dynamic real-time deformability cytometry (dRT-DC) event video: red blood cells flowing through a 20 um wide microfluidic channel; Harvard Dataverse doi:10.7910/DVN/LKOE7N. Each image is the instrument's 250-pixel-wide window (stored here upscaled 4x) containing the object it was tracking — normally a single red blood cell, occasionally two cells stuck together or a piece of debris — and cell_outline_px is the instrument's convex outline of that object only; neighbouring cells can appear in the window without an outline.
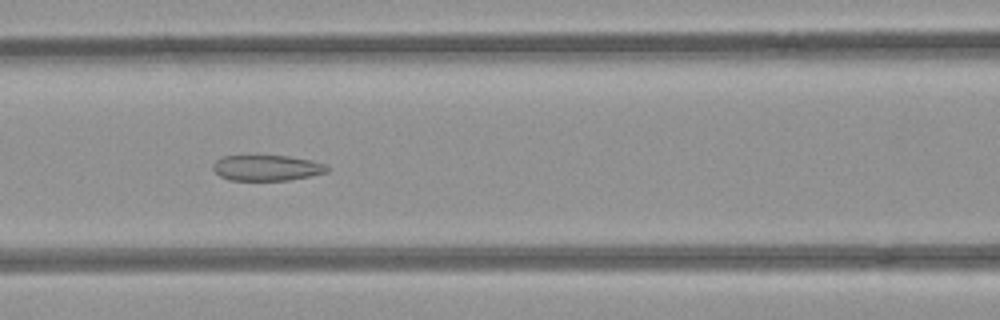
{"species": "common noctule bat (a hibernating species)", "species_latin": "Nyctalus noctula", "temperature_condition": "room temperature", "stored_images_in_passage": 51, "camera_frame_rate_fps": 3000, "um_per_image_px": 0.085, "animal": {"sex": "female", "body_mass_g": 21.9}, "frame": {"image": 1, "passage_image": 21, "time_ms": 6.667, "image_size_px": [1000, 320], "cell_outline_px": [[328, 172], [288, 180], [228, 180], [220, 176], [212, 168], [212, 164], [216, 160], [224, 156], [288, 156], [312, 160], [324, 164], [328, 168]], "centroid_in_image_um": [22.66, 14.27], "position_along_channel_um": 143.9, "area_um2": 16.94}}
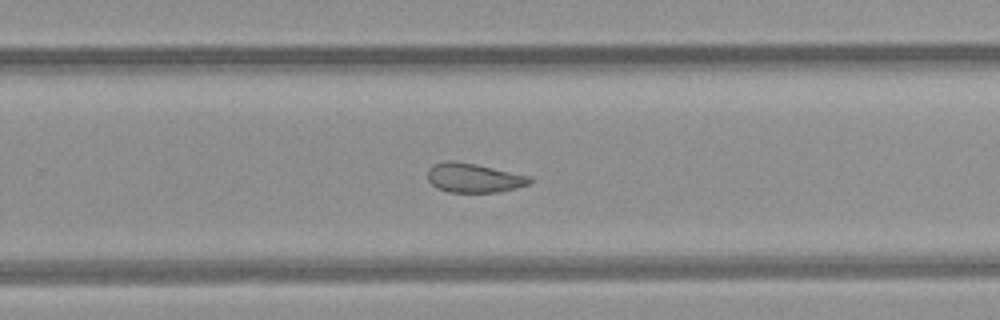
{"frame": {"image": 2, "passage_image": 32, "time_ms": 10.333, "image_size_px": [1000, 320], "cell_outline_px": [[532, 180], [528, 184], [516, 188], [500, 192], [448, 192], [436, 188], [428, 180], [428, 168], [432, 164], [448, 160], [456, 160], [476, 164], [532, 176]], "centroid_in_image_um": [40.26, 15.11], "position_along_channel_um": 289.5, "area_um2": 17.63}}
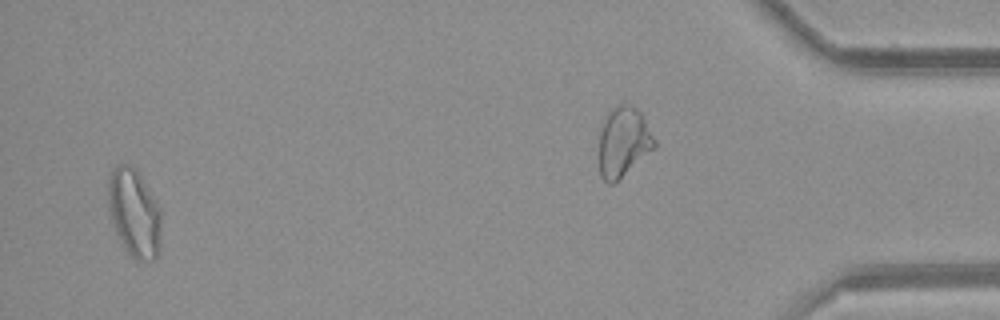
{"frame": {"image": 3, "passage_image": 49, "time_ms": 16.0, "image_size_px": [1000, 320], "cell_outline_px": [[160, 252], [156, 260], [136, 260], [124, 248], [112, 228], [108, 212], [108, 176], [120, 164], [128, 164], [136, 168], [160, 208]], "centroid_in_image_um": [11.39, 18.13], "position_along_channel_um": 423.8, "area_um2": 27.57}, "authors_computed_cell_mechanics": {"area_um2": 21.3282, "velocity_mm_per_s": 3.9822, "shape_relaxation_time_tau1_ms": null, "shape_relaxation_time_tau2_ms": 1.9607, "deformation_change_tau1": null, "deformation_change_tau2": 0.0817}}